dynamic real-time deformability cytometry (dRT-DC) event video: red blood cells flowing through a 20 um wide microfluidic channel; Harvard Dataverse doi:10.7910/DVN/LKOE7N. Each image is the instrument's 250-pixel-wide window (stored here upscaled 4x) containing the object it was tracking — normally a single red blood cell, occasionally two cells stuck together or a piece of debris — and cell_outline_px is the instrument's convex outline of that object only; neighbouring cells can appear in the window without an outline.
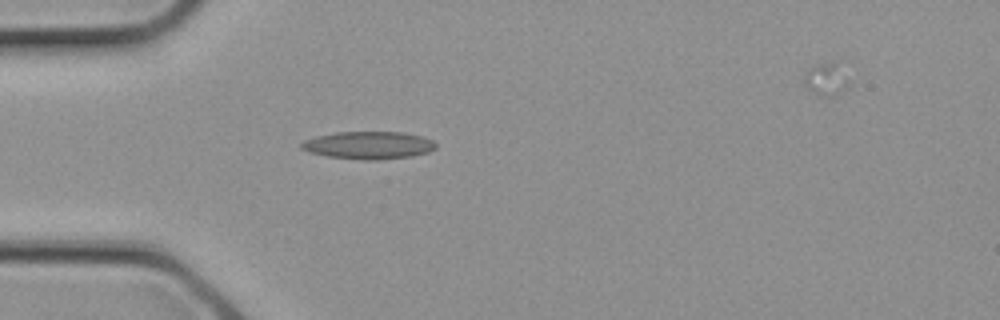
{"species": "common noctule bat (a hibernating species)", "species_latin": "Nyctalus noctula", "temperature_condition": "cold", "stored_images_in_passage": 2, "camera_frame_rate_fps": 3000, "um_per_image_px": 0.085, "animal": {"sex": "female", "body_mass_g": 21.9}, "frame": {"image": 1, "passage_image": 1, "time_ms": 0.0, "image_size_px": [1000, 320], "cell_outline_px": [[436, 148], [428, 152], [412, 156], [376, 160], [364, 160], [328, 156], [308, 152], [300, 148], [300, 144], [304, 140], [316, 136], [336, 132], [404, 132], [420, 136], [432, 140], [436, 144]], "centroid_in_image_um": [31.31, 12.34], "position_along_channel_um": 53.7, "area_um2": 21.62}}